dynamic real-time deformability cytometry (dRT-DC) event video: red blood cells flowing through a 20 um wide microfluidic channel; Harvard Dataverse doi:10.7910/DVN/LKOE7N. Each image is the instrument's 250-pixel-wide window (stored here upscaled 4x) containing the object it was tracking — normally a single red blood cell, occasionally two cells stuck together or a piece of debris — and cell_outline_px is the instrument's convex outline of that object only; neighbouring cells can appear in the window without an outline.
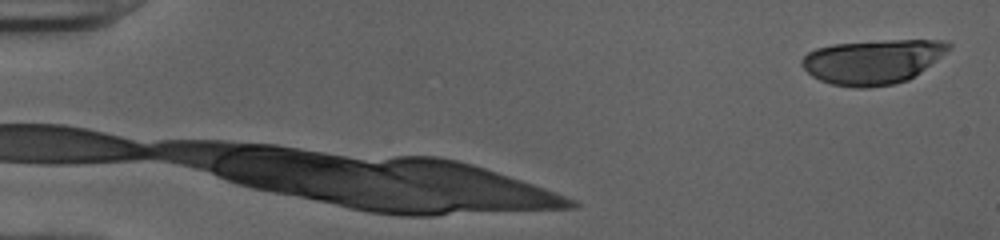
{"species": "human", "species_latin": "Homo sapiens", "temperature_condition": "cold", "stored_images_in_passage": 2, "camera_frame_rate_fps": 3000, "um_per_image_px": 0.085, "donor": {"sex": "female"}, "frame": {"image": 1, "passage_image": 2, "time_ms": 0.333, "image_size_px": [1000, 240], "cell_outline_px": [[952, 44], [940, 56], [908, 80], [892, 84], [868, 88], [856, 88], [832, 84], [820, 80], [812, 76], [800, 64], [800, 60], [808, 52], [816, 48], [832, 44], [884, 40], [948, 40]], "centroid_in_image_um": [74.13, 5.23], "position_along_channel_um": 10.9, "area_um2": 37.74}}